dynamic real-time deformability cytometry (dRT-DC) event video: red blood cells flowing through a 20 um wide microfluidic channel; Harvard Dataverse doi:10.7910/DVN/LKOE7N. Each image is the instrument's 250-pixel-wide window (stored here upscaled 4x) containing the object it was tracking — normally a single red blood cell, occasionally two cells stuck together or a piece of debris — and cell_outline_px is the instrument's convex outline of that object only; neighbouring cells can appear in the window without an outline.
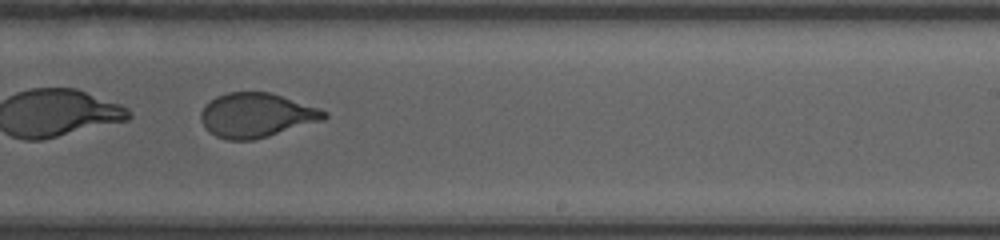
{"species": "human", "species_latin": "Homo sapiens", "temperature_condition": "room temperature", "stored_images_in_passage": 16, "camera_frame_rate_fps": 3000, "um_per_image_px": 0.085, "donor": {"sex": "female"}, "frame": {"image": 1, "passage_image": 12, "time_ms": 3.667, "image_size_px": [1000, 240], "cell_outline_px": [[328, 116], [324, 120], [268, 136], [252, 140], [228, 140], [216, 136], [204, 128], [200, 120], [200, 112], [216, 96], [228, 92], [268, 92], [320, 108], [328, 112]], "centroid_in_image_um": [21.79, 9.8], "position_along_channel_um": 267.2, "area_um2": 31.73}}
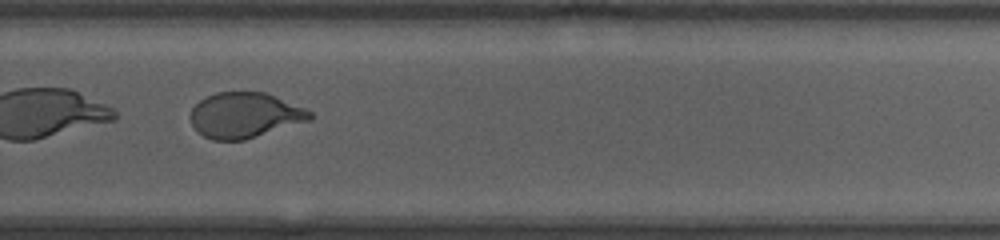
{"frame": {"image": 2, "passage_image": 14, "time_ms": 4.333, "image_size_px": [1000, 240], "cell_outline_px": [[312, 120], [244, 140], [212, 140], [196, 132], [188, 116], [192, 108], [200, 100], [216, 92], [264, 92], [304, 108], [312, 112]], "centroid_in_image_um": [20.77, 9.81], "position_along_channel_um": 309.0, "area_um2": 31.62}}